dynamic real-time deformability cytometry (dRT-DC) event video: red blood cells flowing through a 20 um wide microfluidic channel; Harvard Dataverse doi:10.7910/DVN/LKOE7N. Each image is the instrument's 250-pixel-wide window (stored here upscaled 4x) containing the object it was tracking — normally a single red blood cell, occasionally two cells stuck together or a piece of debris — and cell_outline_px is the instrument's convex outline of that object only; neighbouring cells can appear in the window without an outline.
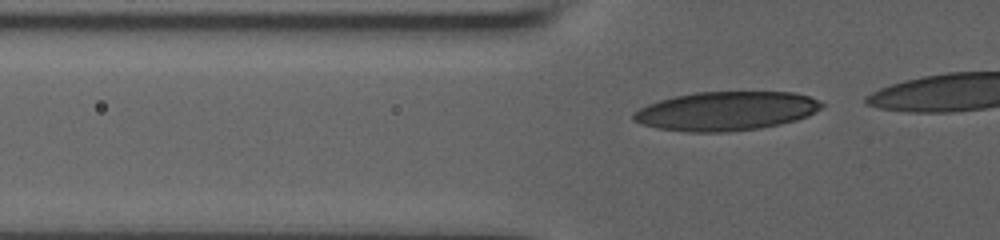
{"species": "human", "species_latin": "Homo sapiens", "temperature_condition": "room temperature", "stored_images_in_passage": 27, "camera_frame_rate_fps": 3000, "um_per_image_px": 0.085, "donor": {"sex": "male"}, "frame": {"image": 1, "passage_image": 10, "time_ms": 3.0, "image_size_px": [1000, 240], "cell_outline_px": [[824, 104], [820, 108], [808, 116], [796, 120], [780, 124], [760, 128], [720, 132], [684, 132], [656, 128], [640, 124], [632, 120], [632, 112], [648, 104], [660, 100], [676, 96], [696, 92], [796, 92], [808, 96]], "centroid_in_image_um": [61.67, 9.44], "position_along_channel_um": 64.1, "area_um2": 42.71}}
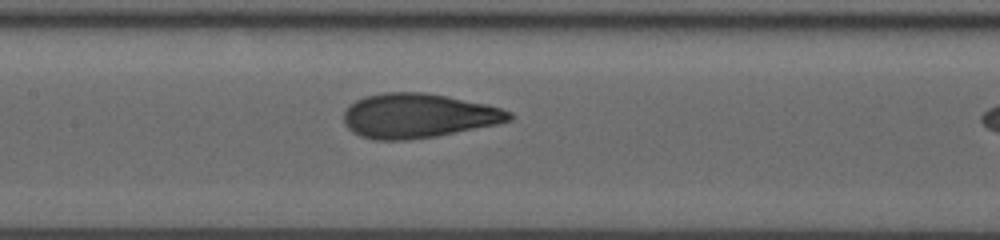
{"frame": {"image": 2, "passage_image": 19, "time_ms": 6.0, "image_size_px": [1000, 240], "cell_outline_px": [[512, 120], [496, 124], [436, 136], [404, 140], [376, 140], [360, 136], [352, 132], [344, 124], [344, 112], [348, 104], [364, 96], [384, 92], [428, 92], [488, 104], [512, 112]], "centroid_in_image_um": [35.52, 9.82], "position_along_channel_um": 171.9, "area_um2": 43.06}}
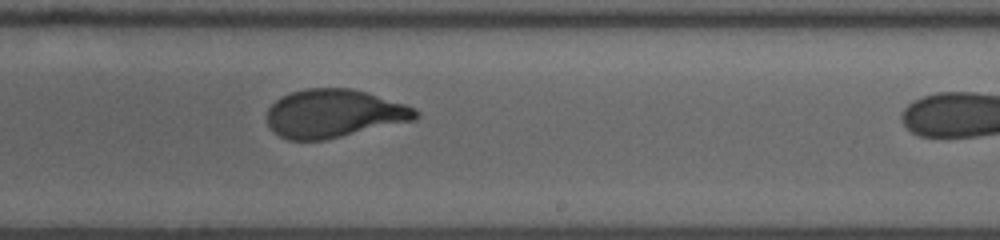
{"frame": {"image": 3, "passage_image": 26, "time_ms": 8.333, "image_size_px": [1000, 240], "cell_outline_px": [[420, 116], [416, 120], [324, 140], [288, 140], [280, 136], [268, 124], [268, 108], [276, 100], [292, 92], [308, 88], [352, 88], [368, 92], [416, 108], [420, 112]], "centroid_in_image_um": [28.44, 9.65], "position_along_channel_um": 260.6, "area_um2": 41.73}}